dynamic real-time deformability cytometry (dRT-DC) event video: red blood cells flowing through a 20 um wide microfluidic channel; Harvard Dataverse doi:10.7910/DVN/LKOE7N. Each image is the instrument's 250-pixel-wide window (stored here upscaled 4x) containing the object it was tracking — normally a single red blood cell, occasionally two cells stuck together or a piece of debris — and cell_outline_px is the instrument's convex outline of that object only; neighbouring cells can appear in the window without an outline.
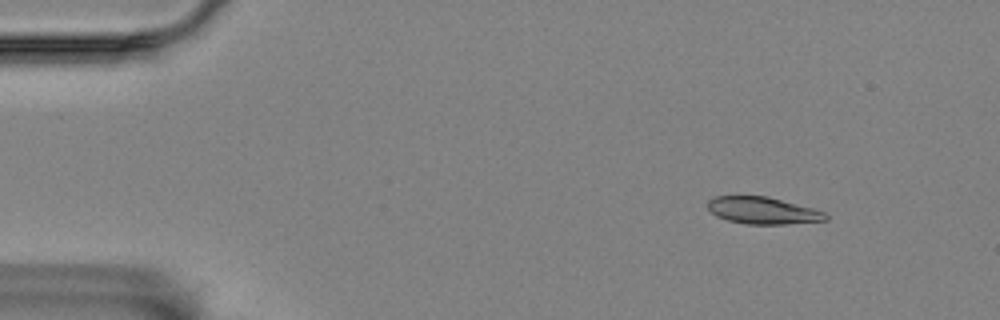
{"species": "Egyptian fruit bat (a non-hibernating species)", "species_latin": "Rousettus aegyptiacus", "temperature_condition": "room temperature", "stored_images_in_passage": 56, "camera_frame_rate_fps": 3000, "um_per_image_px": 0.085, "animal": {"sex": "female"}, "frame": {"image": 1, "passage_image": 6, "time_ms": 1.667, "image_size_px": [1000, 320], "cell_outline_px": [[828, 220], [784, 224], [748, 224], [728, 220], [716, 216], [708, 208], [708, 200], [712, 196], [768, 196], [812, 208], [824, 212], [828, 216]], "centroid_in_image_um": [64.82, 17.89], "position_along_channel_um": 20.2, "area_um2": 18.44}}
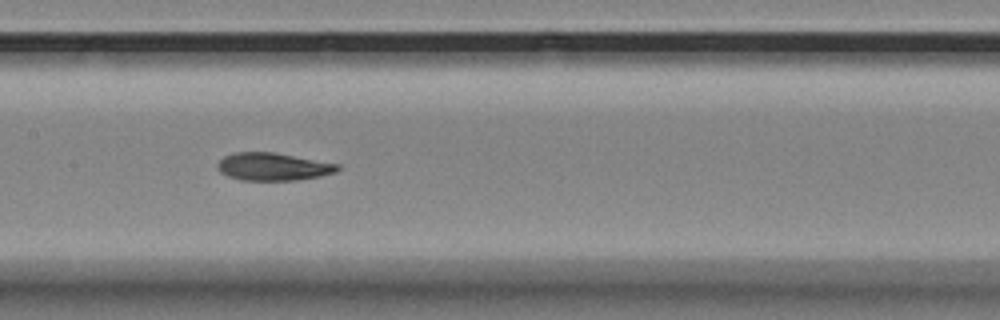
{"frame": {"image": 2, "passage_image": 27, "time_ms": 8.667, "image_size_px": [1000, 320], "cell_outline_px": [[340, 168], [336, 172], [320, 176], [296, 180], [240, 180], [228, 176], [220, 172], [216, 168], [216, 164], [224, 156], [232, 152], [276, 152], [340, 164]], "centroid_in_image_um": [23.2, 14.16], "position_along_channel_um": 184.2, "area_um2": 19.59}}
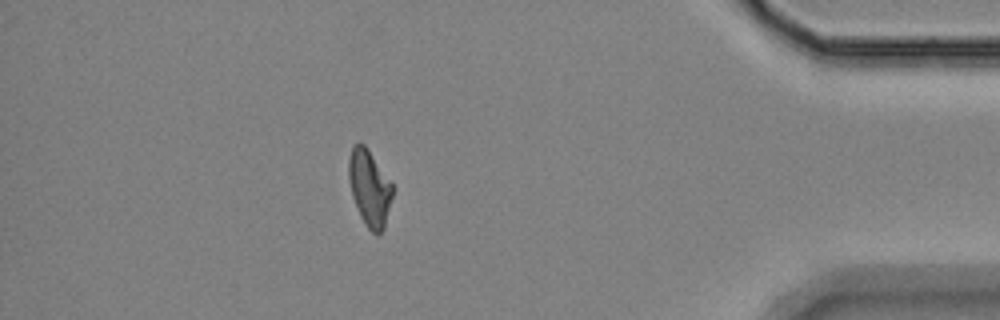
{"frame": {"image": 3, "passage_image": 49, "time_ms": 16.0, "image_size_px": [1000, 320], "cell_outline_px": [[392, 196], [384, 228], [376, 236], [368, 228], [360, 216], [352, 196], [348, 176], [348, 160], [352, 148], [356, 144], [364, 144], [368, 148], [392, 184]], "centroid_in_image_um": [31.39, 15.98], "position_along_channel_um": 403.8, "area_um2": 19.19}, "authors_computed_cell_mechanics": {"area_um2": 19.4786, "velocity_mm_per_s": 3.5539, "shape_relaxation_time_tau1_ms": 5.28, "shape_relaxation_time_tau2_ms": 3.6563, "deformation_change_tau1": 0.1885, "deformation_change_tau2": 0.0671}}